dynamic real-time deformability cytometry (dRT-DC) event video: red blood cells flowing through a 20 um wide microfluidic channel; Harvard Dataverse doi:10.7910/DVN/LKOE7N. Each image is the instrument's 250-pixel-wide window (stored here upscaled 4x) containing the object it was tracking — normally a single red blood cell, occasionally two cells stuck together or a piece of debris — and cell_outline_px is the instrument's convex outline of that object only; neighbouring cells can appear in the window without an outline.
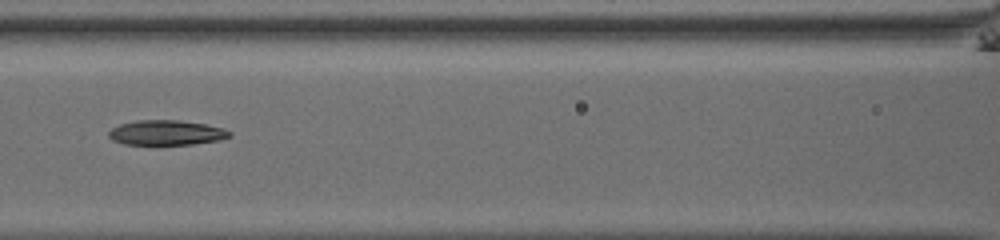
{"species": "common noctule bat (a hibernating species)", "species_latin": "Nyctalus noctula", "temperature_condition": "room temperature", "stored_images_in_passage": 39, "camera_frame_rate_fps": 3000, "um_per_image_px": 0.085, "animal": {"sex": "male", "body_mass_g": 13.0, "forearm_length_mm": 53.1}, "frame": {"image": 1, "passage_image": 12, "time_ms": 3.667, "image_size_px": [1000, 240], "cell_outline_px": [[232, 136], [220, 140], [192, 144], [124, 144], [112, 140], [108, 136], [108, 132], [112, 128], [120, 124], [136, 120], [176, 120], [204, 124], [224, 128], [232, 132]], "centroid_in_image_um": [14.15, 11.27], "position_along_channel_um": 152.5, "area_um2": 17.51}}
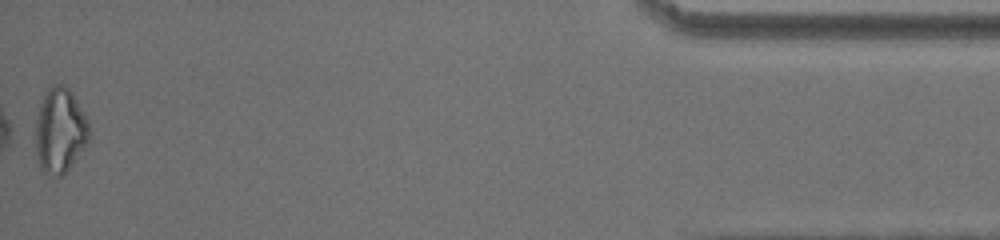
{"frame": {"image": 2, "passage_image": 39, "time_ms": 12.667, "image_size_px": [1000, 240], "cell_outline_px": [[92, 136], [88, 144], [68, 168], [60, 176], [56, 176], [44, 172], [40, 168], [36, 156], [36, 120], [40, 104], [48, 88], [56, 84], [64, 84], [72, 92], [88, 120], [92, 132]], "centroid_in_image_um": [5.13, 11.09], "position_along_channel_um": 430.1, "area_um2": 26.7}, "authors_computed_cell_mechanics": {"area_um2": 18.3804, "velocity_mm_per_s": 3.8832, "shape_relaxation_time_tau1_ms": 6.0939, "shape_relaxation_time_tau2_ms": null, "deformation_change_tau1": 0.1736, "deformation_change_tau2": null}}